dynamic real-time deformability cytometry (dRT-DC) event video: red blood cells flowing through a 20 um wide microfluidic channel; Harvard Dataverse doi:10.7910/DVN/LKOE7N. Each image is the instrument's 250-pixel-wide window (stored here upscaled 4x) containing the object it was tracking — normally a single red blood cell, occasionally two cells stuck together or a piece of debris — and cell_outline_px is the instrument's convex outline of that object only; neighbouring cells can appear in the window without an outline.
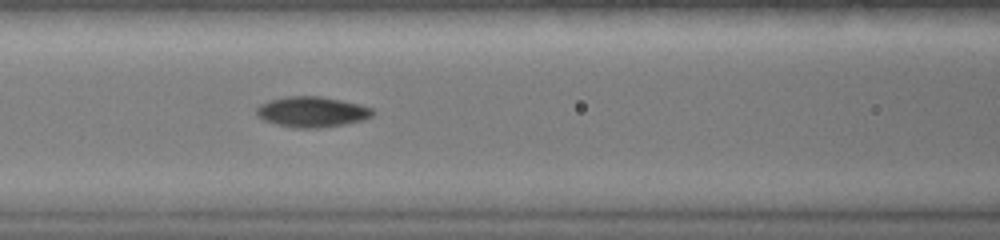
{"species": "common noctule bat (a hibernating species)", "species_latin": "Nyctalus noctula", "temperature_condition": "warm", "stored_images_in_passage": 6, "camera_frame_rate_fps": 3000, "um_per_image_px": 0.085, "animal": {"sex": "female", "body_mass_g": 19.0, "forearm_length_mm": 51.5}, "frame": {"image": 1, "passage_image": 4, "time_ms": 1.0, "image_size_px": [1000, 240], "cell_outline_px": [[376, 112], [372, 116], [364, 120], [344, 124], [320, 128], [296, 128], [276, 124], [264, 120], [256, 116], [256, 108], [260, 104], [268, 100], [284, 96], [320, 96], [360, 104], [372, 108]], "centroid_in_image_um": [26.51, 9.5], "position_along_channel_um": 140.1, "area_um2": 20.87}}